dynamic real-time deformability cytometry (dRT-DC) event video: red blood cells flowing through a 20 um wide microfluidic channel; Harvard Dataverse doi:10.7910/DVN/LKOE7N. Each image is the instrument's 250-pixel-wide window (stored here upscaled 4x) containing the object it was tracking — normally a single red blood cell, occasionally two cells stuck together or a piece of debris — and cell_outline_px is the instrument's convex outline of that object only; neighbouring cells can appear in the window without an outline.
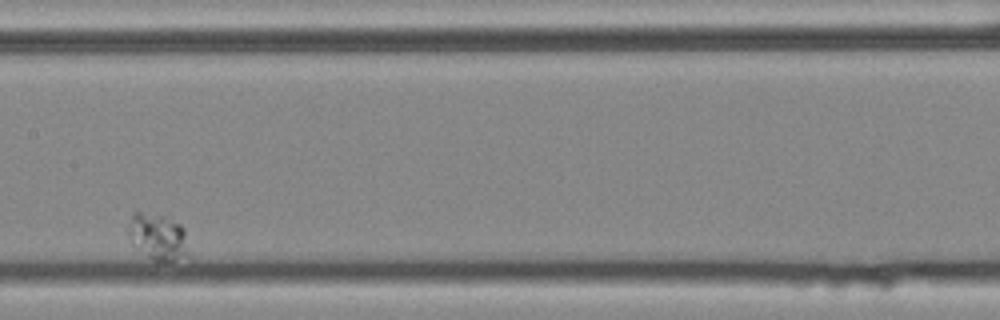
{"species": "common noctule bat (a hibernating species)", "species_latin": "Nyctalus noctula", "temperature_condition": "cold", "stored_images_in_passage": 10, "segment_of_instrument_passage": [2, 2], "camera_frame_rate_fps": 3000, "um_per_image_px": 0.085, "animal": {"sex": "female", "body_mass_g": 25.1}, "frame": {"image": 1, "passage_image": 9, "time_ms": 2.667, "image_size_px": [1000, 320], "cell_outline_px": [[188, 256], [156, 264], [132, 248], [128, 232], [132, 212], [140, 212], [160, 216], [180, 224], [184, 228]], "centroid_in_image_um": [13.36, 20.2], "position_along_channel_um": 194.0, "area_um2": 16.53}}
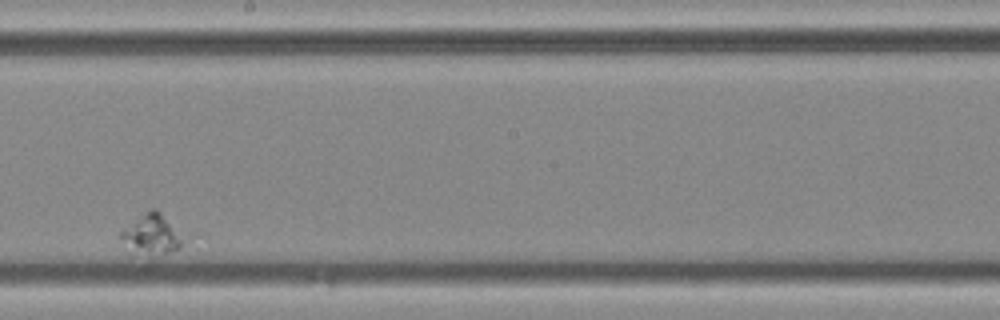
{"frame": {"image": 2, "passage_image": 10, "time_ms": 3.0, "image_size_px": [1000, 320], "cell_outline_px": [[204, 236], [180, 248], [168, 252], [164, 252], [136, 248], [120, 236], [120, 232], [152, 208], [156, 208], [200, 232]], "centroid_in_image_um": [13.54, 19.76], "position_along_channel_um": 234.7, "area_um2": 15.9}}